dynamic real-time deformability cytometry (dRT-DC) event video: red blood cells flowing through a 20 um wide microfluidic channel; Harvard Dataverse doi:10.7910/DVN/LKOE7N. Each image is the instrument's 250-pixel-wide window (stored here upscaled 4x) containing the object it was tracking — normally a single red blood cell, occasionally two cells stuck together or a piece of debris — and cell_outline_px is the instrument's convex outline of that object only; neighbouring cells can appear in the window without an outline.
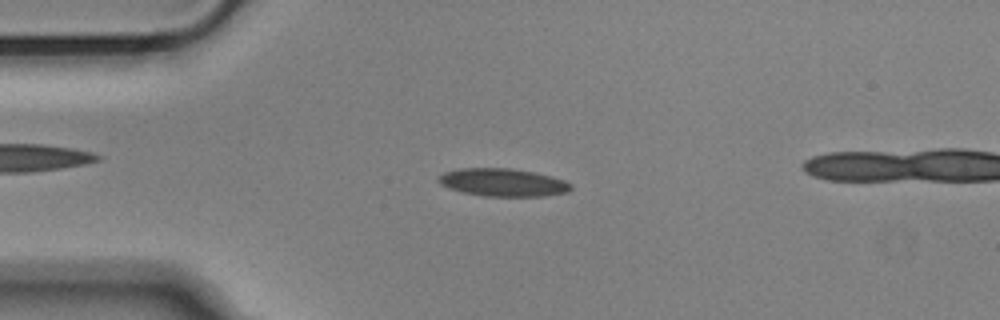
{"species": "Egyptian fruit bat (a non-hibernating species)", "species_latin": "Rousettus aegyptiacus", "temperature_condition": "cold", "stored_images_in_passage": 43, "camera_frame_rate_fps": 3000, "um_per_image_px": 0.085, "animal": {"sex": "male"}, "frame": {"image": 1, "passage_image": 5, "time_ms": 1.333, "image_size_px": [1000, 320], "cell_outline_px": [[572, 188], [568, 192], [544, 196], [484, 196], [464, 192], [448, 188], [440, 184], [436, 180], [444, 172], [460, 168], [512, 168], [536, 172], [552, 176], [564, 180], [572, 184]], "centroid_in_image_um": [42.77, 15.5], "position_along_channel_um": 42.2, "area_um2": 21.62}}
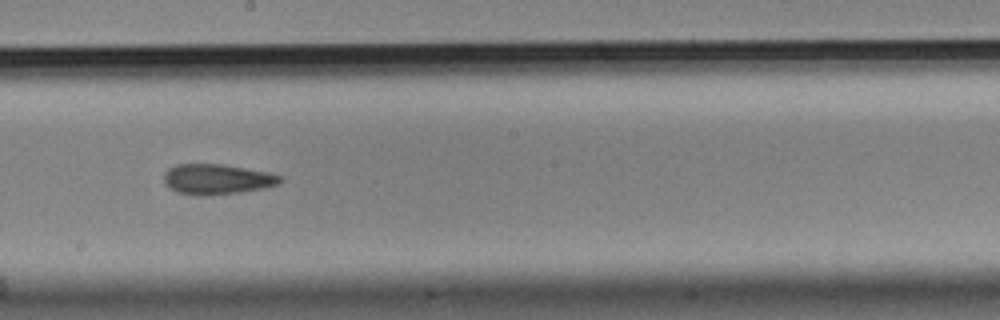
{"frame": {"image": 2, "passage_image": 22, "time_ms": 7.0, "image_size_px": [1000, 320], "cell_outline_px": [[284, 180], [280, 184], [264, 188], [240, 192], [208, 196], [196, 196], [176, 192], [168, 188], [164, 184], [164, 172], [168, 168], [176, 164], [220, 164], [268, 172], [280, 176]], "centroid_in_image_um": [18.41, 15.25], "position_along_channel_um": 229.8, "area_um2": 20.81}}
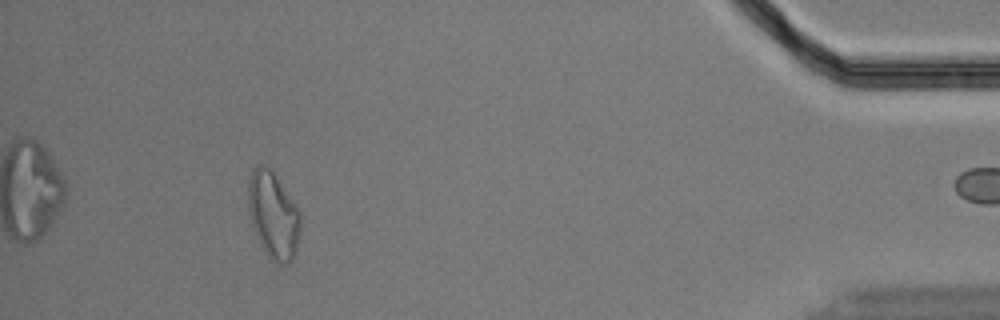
{"frame": {"image": 3, "passage_image": 42, "time_ms": 13.667, "image_size_px": [1000, 320], "cell_outline_px": [[300, 232], [296, 252], [292, 260], [288, 264], [280, 264], [268, 256], [264, 252], [256, 236], [248, 212], [248, 180], [252, 168], [260, 164], [268, 164], [276, 172], [296, 204], [300, 212]], "centroid_in_image_um": [23.23, 18.22], "position_along_channel_um": 412.0, "area_um2": 27.17}}